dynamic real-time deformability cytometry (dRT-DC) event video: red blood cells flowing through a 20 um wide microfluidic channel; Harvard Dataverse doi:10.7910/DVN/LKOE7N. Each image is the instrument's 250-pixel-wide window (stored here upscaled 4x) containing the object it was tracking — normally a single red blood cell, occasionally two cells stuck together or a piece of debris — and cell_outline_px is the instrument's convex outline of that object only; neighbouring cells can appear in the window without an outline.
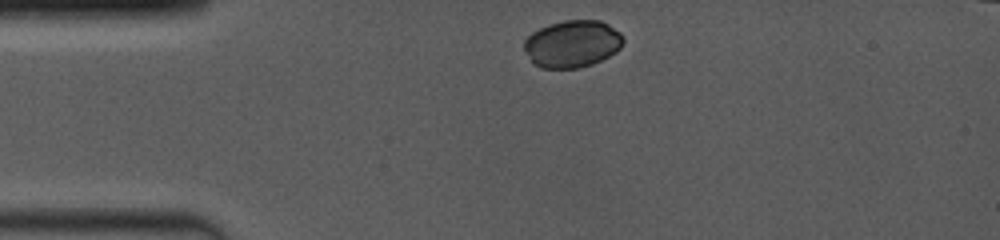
{"species": "common noctule bat (a hibernating species)", "species_latin": "Nyctalus noctula", "temperature_condition": "room temperature", "stored_images_in_passage": 3, "camera_frame_rate_fps": 4000, "um_per_image_px": 0.085, "animal": {"sex": "female", "body_mass_g": 19.0, "forearm_length_mm": 53.3}, "frame": {"image": 1, "passage_image": 1, "time_ms": 0.0, "image_size_px": [1000, 240], "cell_outline_px": [[624, 44], [616, 52], [592, 64], [576, 68], [540, 68], [532, 64], [524, 48], [524, 40], [532, 32], [548, 24], [564, 20], [600, 20], [608, 24], [620, 32], [624, 36]], "centroid_in_image_um": [48.65, 3.72], "position_along_channel_um": 36.4, "area_um2": 27.46}}